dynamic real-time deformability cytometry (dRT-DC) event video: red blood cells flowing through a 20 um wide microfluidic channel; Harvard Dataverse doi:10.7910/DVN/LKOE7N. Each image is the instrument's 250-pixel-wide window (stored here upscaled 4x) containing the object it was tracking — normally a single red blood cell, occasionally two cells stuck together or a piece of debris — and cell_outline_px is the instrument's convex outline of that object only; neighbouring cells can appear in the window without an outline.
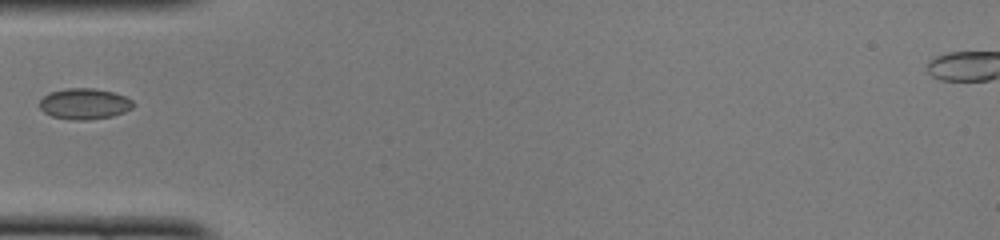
{"species": "common noctule bat (a hibernating species)", "species_latin": "Nyctalus noctula", "temperature_condition": "cold", "stored_images_in_passage": 34, "camera_frame_rate_fps": 3000, "um_per_image_px": 0.085, "animal": {"sex": "female", "body_mass_g": 22.0, "forearm_length_mm": 56.7}, "frame": {"image": 1, "passage_image": 1, "time_ms": 0.0, "image_size_px": [1000, 240], "cell_outline_px": [[136, 104], [132, 108], [124, 112], [112, 116], [88, 120], [72, 120], [52, 116], [44, 112], [40, 108], [40, 100], [48, 92], [64, 88], [92, 88], [112, 92], [124, 96], [132, 100]], "centroid_in_image_um": [7.17, 8.82], "position_along_channel_um": 77.8, "area_um2": 16.94}}
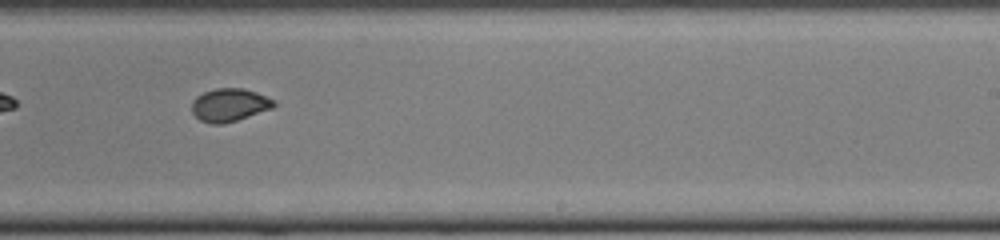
{"frame": {"image": 2, "passage_image": 15, "time_ms": 4.667, "image_size_px": [1000, 240], "cell_outline_px": [[276, 104], [272, 108], [224, 124], [212, 124], [200, 120], [192, 112], [192, 100], [196, 96], [204, 92], [216, 88], [244, 88], [256, 92], [276, 100]], "centroid_in_image_um": [19.5, 8.91], "position_along_channel_um": 269.5, "area_um2": 15.78}}
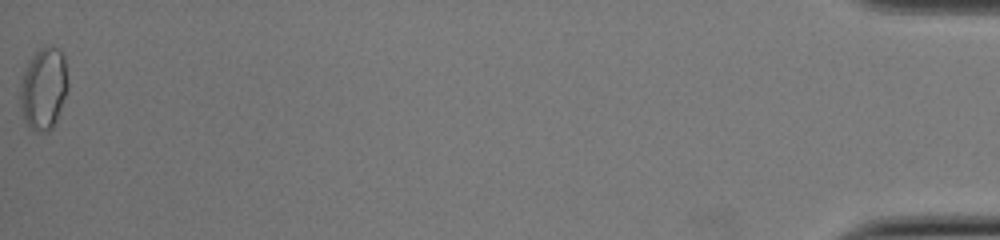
{"frame": {"image": 3, "passage_image": 34, "time_ms": 11.0, "image_size_px": [1000, 240], "cell_outline_px": [[68, 88], [56, 120], [52, 128], [48, 132], [36, 132], [24, 120], [20, 108], [20, 88], [24, 72], [32, 56], [40, 48], [56, 48], [64, 56], [68, 80]], "centroid_in_image_um": [3.71, 7.57], "position_along_channel_um": 431.5, "area_um2": 22.48}}